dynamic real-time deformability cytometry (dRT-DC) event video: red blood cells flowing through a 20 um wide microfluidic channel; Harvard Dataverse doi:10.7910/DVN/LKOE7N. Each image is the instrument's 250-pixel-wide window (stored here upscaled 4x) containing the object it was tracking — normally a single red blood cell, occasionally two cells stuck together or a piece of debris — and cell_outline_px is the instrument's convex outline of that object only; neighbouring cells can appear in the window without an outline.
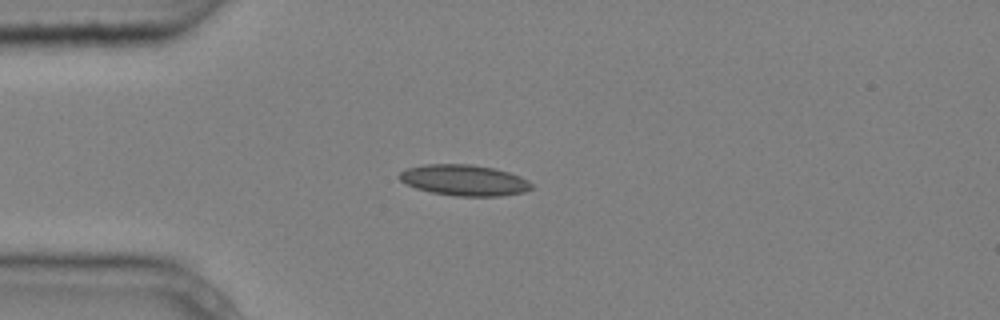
{"species": "common noctule bat (a hibernating species)", "species_latin": "Nyctalus noctula", "temperature_condition": "cold", "stored_images_in_passage": 4, "camera_frame_rate_fps": 3000, "um_per_image_px": 0.085, "animal": {"sex": "male", "body_mass_g": 20.4}, "frame": {"image": 1, "passage_image": 3, "time_ms": 0.667, "image_size_px": [1000, 320], "cell_outline_px": [[532, 188], [524, 192], [500, 196], [456, 196], [432, 192], [416, 188], [400, 180], [400, 172], [404, 168], [424, 164], [472, 164], [492, 168], [508, 172], [520, 176], [528, 180], [532, 184]], "centroid_in_image_um": [39.45, 15.31], "position_along_channel_um": 45.5, "area_um2": 23.76}}
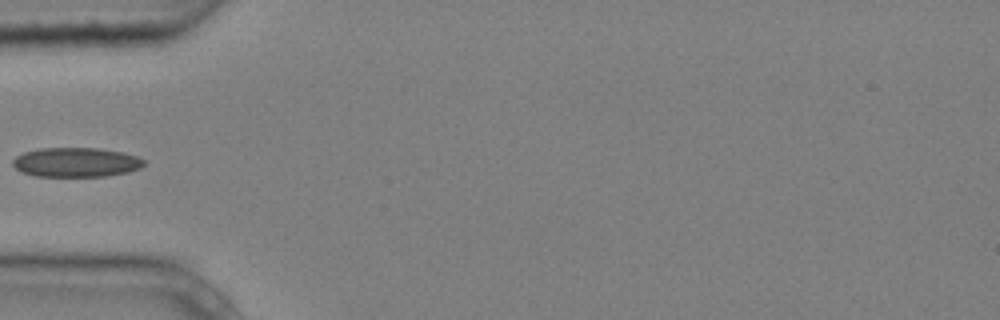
{"frame": {"image": 2, "passage_image": 4, "time_ms": 1.0, "image_size_px": [1000, 320], "cell_outline_px": [[148, 160], [140, 168], [128, 172], [108, 176], [36, 176], [24, 172], [16, 168], [12, 164], [12, 160], [16, 156], [24, 152], [40, 148], [100, 148], [124, 152]], "centroid_in_image_um": [6.51, 13.78], "position_along_channel_um": 78.5, "area_um2": 22.6}}